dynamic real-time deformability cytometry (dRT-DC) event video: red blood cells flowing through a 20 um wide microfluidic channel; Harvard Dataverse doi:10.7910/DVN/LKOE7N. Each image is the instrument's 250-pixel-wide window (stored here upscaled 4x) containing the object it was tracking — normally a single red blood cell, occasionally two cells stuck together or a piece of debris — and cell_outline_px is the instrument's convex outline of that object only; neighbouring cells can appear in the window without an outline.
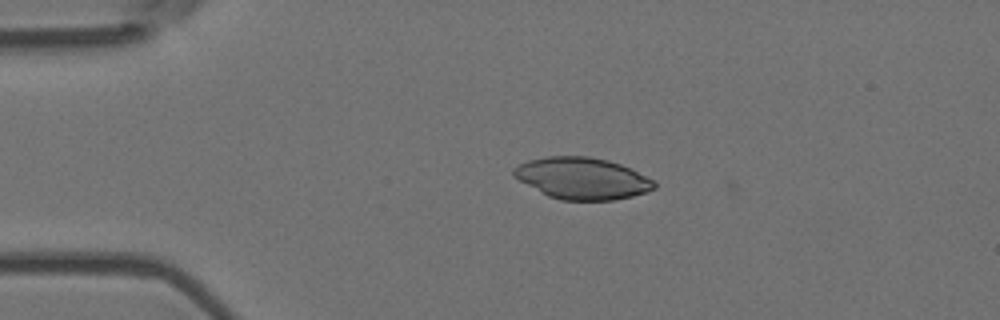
{"species": "Egyptian fruit bat (a non-hibernating species)", "species_latin": "Rousettus aegyptiacus", "temperature_condition": "room temperature", "stored_images_in_passage": 2, "camera_frame_rate_fps": 3000, "um_per_image_px": 0.085, "animal": {"sex": "female"}, "frame": {"image": 1, "passage_image": 1, "time_ms": 0.0, "image_size_px": [1000, 320], "cell_outline_px": [[656, 188], [632, 196], [612, 200], [560, 200], [548, 196], [512, 176], [512, 168], [528, 160], [548, 156], [588, 156], [608, 160], [620, 164], [652, 180], [656, 184]], "centroid_in_image_um": [49.44, 15.15], "position_along_channel_um": 35.6, "area_um2": 33.81}}